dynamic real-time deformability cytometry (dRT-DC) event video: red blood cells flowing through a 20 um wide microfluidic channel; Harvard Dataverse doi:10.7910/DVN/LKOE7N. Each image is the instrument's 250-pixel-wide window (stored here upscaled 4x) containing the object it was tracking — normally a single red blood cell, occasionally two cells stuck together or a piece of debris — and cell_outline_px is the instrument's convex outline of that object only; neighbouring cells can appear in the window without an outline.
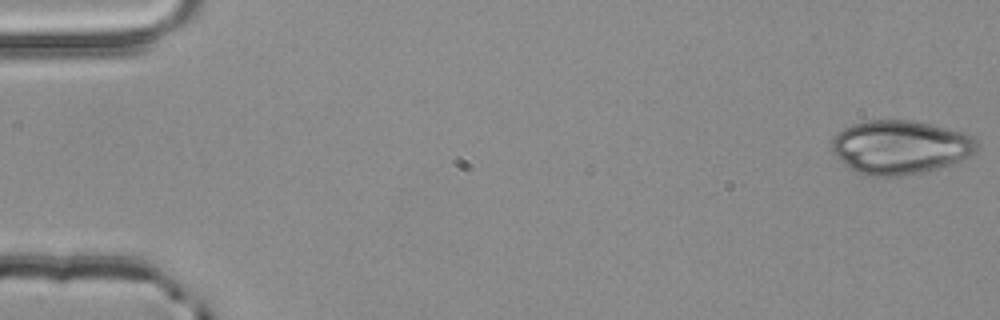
{"species": "common noctule bat (a hibernating species)", "species_latin": "Nyctalus noctula", "temperature_condition": "room temperature", "stored_images_in_passage": 14, "camera_frame_rate_fps": 3000, "um_per_image_px": 0.085, "animal": {"sex": "male", "body_mass_g": 20.4}, "frame": {"image": 1, "passage_image": 1, "time_ms": 0.0, "image_size_px": [1000, 320], "cell_outline_px": [[976, 152], [952, 164], [924, 172], [900, 176], [868, 176], [856, 172], [844, 164], [832, 152], [832, 140], [844, 128], [852, 124], [868, 120], [908, 120], [928, 124], [964, 132], [972, 136], [976, 140]], "centroid_in_image_um": [76.5, 12.52], "position_along_channel_um": 8.5, "area_um2": 45.26}}